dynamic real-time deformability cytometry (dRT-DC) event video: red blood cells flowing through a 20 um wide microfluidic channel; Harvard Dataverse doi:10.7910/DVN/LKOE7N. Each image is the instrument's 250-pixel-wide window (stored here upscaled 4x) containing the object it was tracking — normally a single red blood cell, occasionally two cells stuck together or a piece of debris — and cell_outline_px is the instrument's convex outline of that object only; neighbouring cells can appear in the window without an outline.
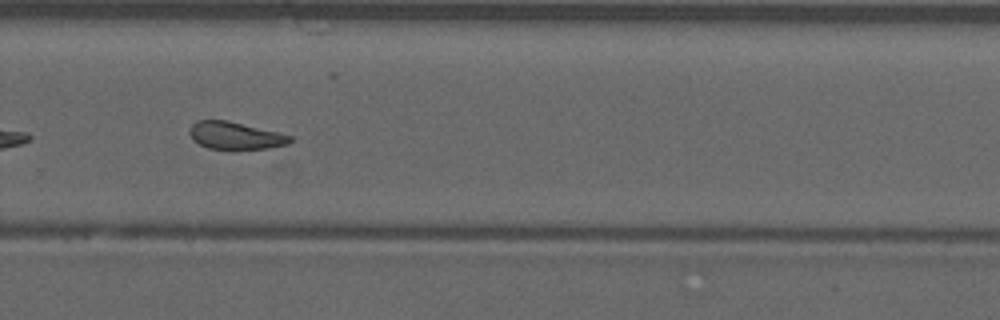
{"species": "common noctule bat (a hibernating species)", "species_latin": "Nyctalus noctula", "temperature_condition": "warm", "stored_images_in_passage": 50, "camera_frame_rate_fps": 3000, "um_per_image_px": 0.085, "animal": {"sex": "male", "forearm_length_mm": 52.5}, "frame": {"image": 1, "passage_image": 36, "time_ms": 11.667, "image_size_px": [1000, 320], "cell_outline_px": [[292, 140], [288, 144], [268, 148], [232, 152], [208, 148], [192, 140], [188, 132], [188, 128], [196, 120], [228, 120], [292, 136]], "centroid_in_image_um": [19.95, 11.57], "position_along_channel_um": 309.9, "area_um2": 16.7}, "authors_computed_cell_mechanics": {"area_um2": 17.4845, "velocity_mm_per_s": 3.949, "shape_relaxation_time_tau1_ms": null, "shape_relaxation_time_tau2_ms": 2.6504, "deformation_change_tau1": null, "deformation_change_tau2": 0.1023}}